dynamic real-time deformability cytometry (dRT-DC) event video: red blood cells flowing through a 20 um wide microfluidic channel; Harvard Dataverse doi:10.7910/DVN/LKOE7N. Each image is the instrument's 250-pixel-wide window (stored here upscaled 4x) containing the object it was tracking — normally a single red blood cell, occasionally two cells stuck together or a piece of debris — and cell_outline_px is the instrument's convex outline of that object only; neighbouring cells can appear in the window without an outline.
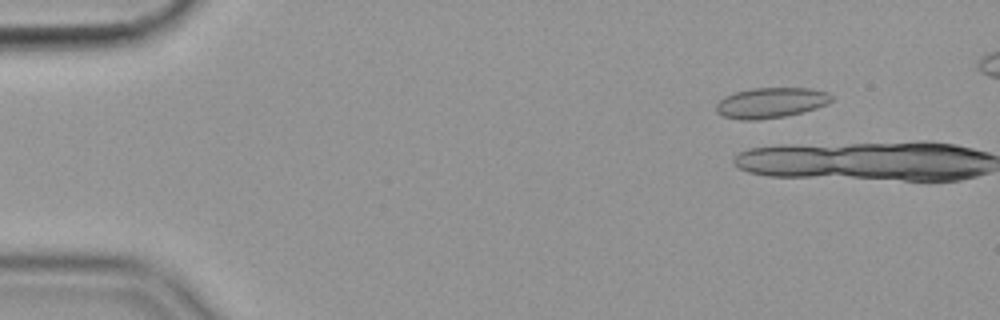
{"species": "common noctule bat (a hibernating species)", "species_latin": "Nyctalus noctula", "temperature_condition": "cold", "stored_images_in_passage": 8, "camera_frame_rate_fps": 3000, "um_per_image_px": 0.085, "animal": {"sex": "female", "body_mass_g": 19.9}, "frame": {"image": 1, "passage_image": 7, "time_ms": 2.0, "image_size_px": [1000, 320], "cell_outline_px": [[832, 100], [828, 104], [816, 108], [784, 116], [760, 120], [740, 120], [724, 116], [716, 112], [716, 104], [724, 96], [736, 92], [752, 88], [808, 88], [828, 92], [832, 96]], "centroid_in_image_um": [65.51, 8.73], "position_along_channel_um": 19.5, "area_um2": 20.4}}